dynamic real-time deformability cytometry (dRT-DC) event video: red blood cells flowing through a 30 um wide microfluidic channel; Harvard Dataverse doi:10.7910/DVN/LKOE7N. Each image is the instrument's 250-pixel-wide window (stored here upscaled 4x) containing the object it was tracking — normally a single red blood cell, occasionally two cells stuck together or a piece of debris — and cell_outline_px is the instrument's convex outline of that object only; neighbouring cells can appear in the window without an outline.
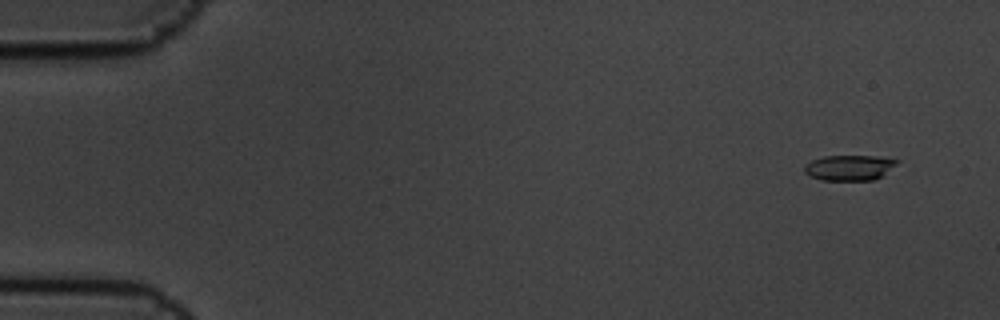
{"species": "common noctule bat (a hibernating species)", "species_latin": "Nyctalus noctula", "temperature_condition": "cold", "stored_images_in_passage": 6, "camera_frame_rate_fps": 3000, "um_per_image_px": 0.085, "animal": {"sex": "male", "body_mass_g": 19.5, "forearm_length_mm": 54.6}, "frame": {"image": 1, "passage_image": 2, "time_ms": 0.333, "image_size_px": [1000, 320], "cell_outline_px": [[900, 160], [896, 164], [880, 176], [872, 180], [820, 180], [804, 172], [804, 164], [812, 160], [824, 156], [876, 156]], "centroid_in_image_um": [72.15, 14.24], "position_along_channel_um": 12.8, "area_um2": 13.53}}
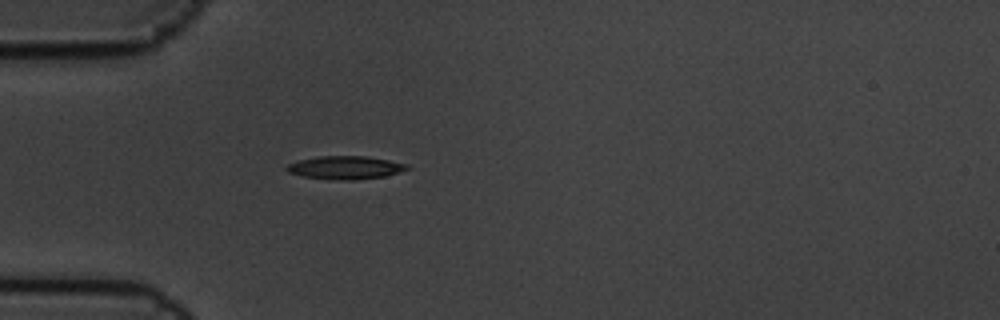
{"frame": {"image": 2, "passage_image": 6, "time_ms": 1.667, "image_size_px": [1000, 320], "cell_outline_px": [[412, 168], [400, 172], [384, 176], [352, 180], [344, 180], [304, 176], [288, 172], [284, 168], [288, 164], [296, 160], [316, 156], [368, 156], [408, 164]], "centroid_in_image_um": [29.36, 14.23], "position_along_channel_um": 55.6, "area_um2": 16.24}}